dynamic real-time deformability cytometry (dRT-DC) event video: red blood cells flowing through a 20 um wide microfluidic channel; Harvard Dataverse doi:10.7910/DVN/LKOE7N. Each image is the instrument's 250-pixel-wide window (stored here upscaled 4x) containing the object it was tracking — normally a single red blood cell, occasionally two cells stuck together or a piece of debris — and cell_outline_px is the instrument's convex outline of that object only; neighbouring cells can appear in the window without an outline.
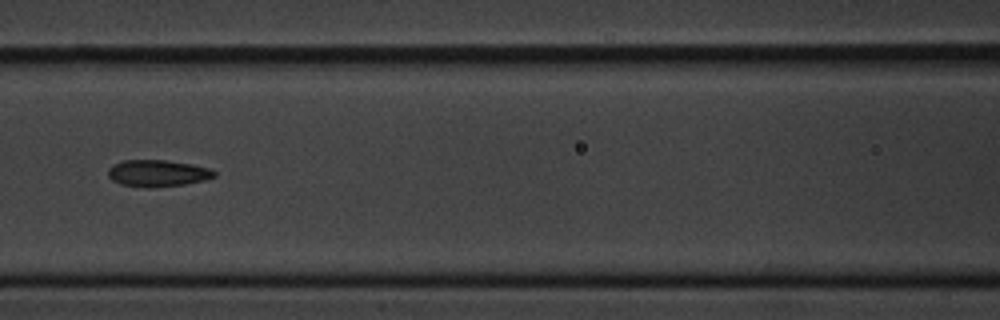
{"species": "common noctule bat (a hibernating species)", "species_latin": "Nyctalus noctula", "temperature_condition": "cold", "stored_images_in_passage": 15, "camera_frame_rate_fps": 3000, "um_per_image_px": 0.085, "animal": {"sex": "male", "body_mass_g": 20.1, "forearm_length_mm": 53.5}, "frame": {"image": 1, "passage_image": 7, "time_ms": 8.0, "image_size_px": [1000, 320], "cell_outline_px": [[216, 176], [204, 180], [184, 184], [152, 188], [148, 188], [120, 184], [112, 180], [108, 176], [108, 168], [112, 164], [124, 160], [164, 160], [192, 164], [208, 168], [216, 172]], "centroid_in_image_um": [13.37, 14.73], "position_along_channel_um": 153.2, "area_um2": 16.59}}
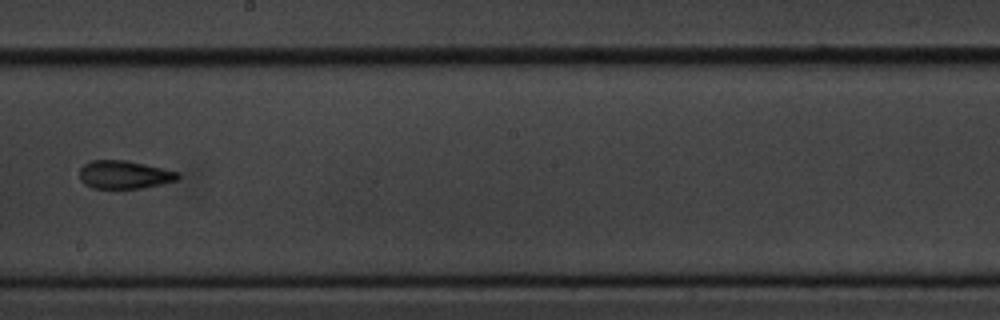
{"frame": {"image": 2, "passage_image": 9, "time_ms": 10.333, "image_size_px": [1000, 320], "cell_outline_px": [[180, 176], [176, 180], [160, 184], [140, 188], [92, 188], [84, 184], [80, 180], [80, 168], [84, 164], [92, 160], [124, 160], [144, 164], [180, 172]], "centroid_in_image_um": [10.54, 14.84], "position_along_channel_um": 237.7, "area_um2": 16.01}, "authors_computed_cell_mechanics": {"area_um2": 16.6464, "velocity_mm_per_s": 3.6303, "shape_relaxation_time_tau1_ms": 3.8805, "shape_relaxation_time_tau2_ms": 2.6769, "deformation_change_tau1": 0.1141, "deformation_change_tau2": 0.0917}}